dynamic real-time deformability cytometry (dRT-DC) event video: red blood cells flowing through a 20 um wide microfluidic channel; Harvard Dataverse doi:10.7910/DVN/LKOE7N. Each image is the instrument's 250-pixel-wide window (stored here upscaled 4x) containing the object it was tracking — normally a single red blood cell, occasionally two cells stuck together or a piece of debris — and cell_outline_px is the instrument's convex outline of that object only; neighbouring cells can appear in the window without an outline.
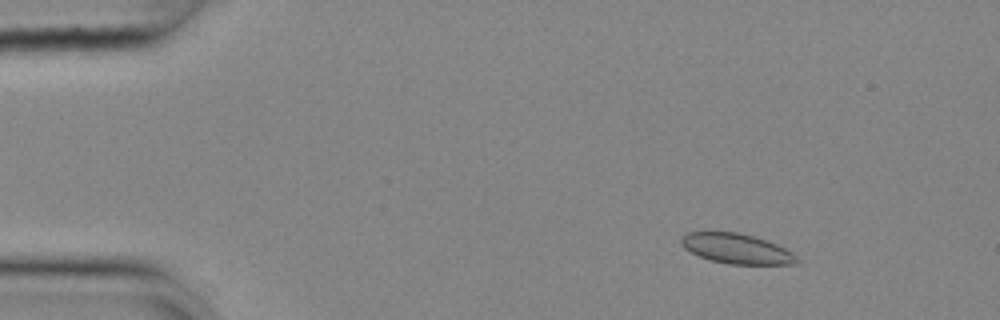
{"species": "common noctule bat (a hibernating species)", "species_latin": "Nyctalus noctula", "temperature_condition": "cold", "stored_images_in_passage": 56, "camera_frame_rate_fps": 3000, "um_per_image_px": 0.085, "animal": {"sex": "female", "body_mass_g": 25.1}, "frame": {"image": 1, "passage_image": 8, "time_ms": 2.333, "image_size_px": [1000, 320], "cell_outline_px": [[800, 260], [796, 264], [728, 264], [712, 260], [700, 256], [684, 248], [680, 244], [680, 240], [688, 232], [736, 232], [752, 236], [776, 244], [792, 252]], "centroid_in_image_um": [62.61, 21.14], "position_along_channel_um": 22.4, "area_um2": 19.94}}
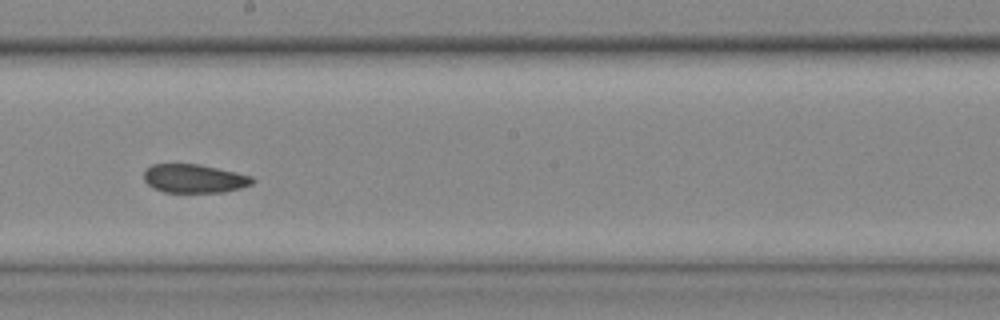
{"frame": {"image": 2, "passage_image": 32, "time_ms": 10.333, "image_size_px": [1000, 320], "cell_outline_px": [[256, 180], [252, 184], [240, 188], [224, 192], [164, 192], [152, 188], [144, 180], [144, 168], [152, 164], [200, 164], [236, 172], [252, 176]], "centroid_in_image_um": [16.5, 15.17], "position_along_channel_um": 231.7, "area_um2": 18.26}}
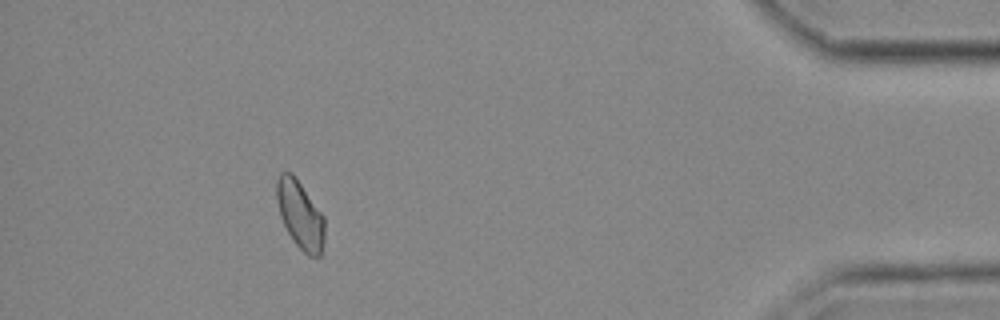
{"frame": {"image": 3, "passage_image": 51, "time_ms": 16.667, "image_size_px": [1000, 320], "cell_outline_px": [[324, 244], [320, 256], [308, 256], [292, 240], [280, 216], [276, 200], [276, 180], [280, 172], [292, 172], [324, 216]], "centroid_in_image_um": [25.5, 18.25], "position_along_channel_um": 409.7, "area_um2": 19.02}, "authors_computed_cell_mechanics": {"area_um2": 19.3919, "velocity_mm_per_s": 3.654, "shape_relaxation_time_tau1_ms": null, "shape_relaxation_time_tau2_ms": 4.5545, "deformation_change_tau1": null, "deformation_change_tau2": 0.0396}}